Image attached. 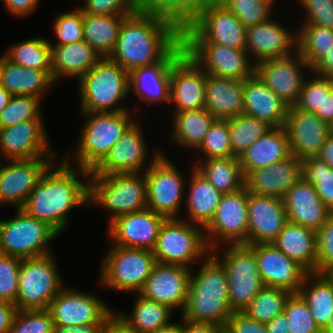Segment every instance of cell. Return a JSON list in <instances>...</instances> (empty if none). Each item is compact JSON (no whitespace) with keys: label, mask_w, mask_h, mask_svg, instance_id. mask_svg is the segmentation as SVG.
Listing matches in <instances>:
<instances>
[{"label":"cell","mask_w":333,"mask_h":333,"mask_svg":"<svg viewBox=\"0 0 333 333\" xmlns=\"http://www.w3.org/2000/svg\"><path fill=\"white\" fill-rule=\"evenodd\" d=\"M302 178V160L290 155L286 159L251 171L245 177L248 192L284 198L289 189Z\"/></svg>","instance_id":"f1b7e54d"},{"label":"cell","mask_w":333,"mask_h":333,"mask_svg":"<svg viewBox=\"0 0 333 333\" xmlns=\"http://www.w3.org/2000/svg\"><path fill=\"white\" fill-rule=\"evenodd\" d=\"M147 183V207L166 219H177L184 193V177L165 154H161L144 172Z\"/></svg>","instance_id":"4fadbf2b"},{"label":"cell","mask_w":333,"mask_h":333,"mask_svg":"<svg viewBox=\"0 0 333 333\" xmlns=\"http://www.w3.org/2000/svg\"><path fill=\"white\" fill-rule=\"evenodd\" d=\"M10 219H0V253L19 259L48 255V244L59 234L46 222L30 216L22 208Z\"/></svg>","instance_id":"9c48e42d"},{"label":"cell","mask_w":333,"mask_h":333,"mask_svg":"<svg viewBox=\"0 0 333 333\" xmlns=\"http://www.w3.org/2000/svg\"><path fill=\"white\" fill-rule=\"evenodd\" d=\"M107 324H81L74 326H54L53 333H104Z\"/></svg>","instance_id":"003e7915"},{"label":"cell","mask_w":333,"mask_h":333,"mask_svg":"<svg viewBox=\"0 0 333 333\" xmlns=\"http://www.w3.org/2000/svg\"><path fill=\"white\" fill-rule=\"evenodd\" d=\"M317 157L333 169V135L328 136Z\"/></svg>","instance_id":"8c879c8a"},{"label":"cell","mask_w":333,"mask_h":333,"mask_svg":"<svg viewBox=\"0 0 333 333\" xmlns=\"http://www.w3.org/2000/svg\"><path fill=\"white\" fill-rule=\"evenodd\" d=\"M224 327L210 322H193L182 318V333H222Z\"/></svg>","instance_id":"03108f58"},{"label":"cell","mask_w":333,"mask_h":333,"mask_svg":"<svg viewBox=\"0 0 333 333\" xmlns=\"http://www.w3.org/2000/svg\"><path fill=\"white\" fill-rule=\"evenodd\" d=\"M272 243L308 273H316V231L288 221Z\"/></svg>","instance_id":"836d02e7"},{"label":"cell","mask_w":333,"mask_h":333,"mask_svg":"<svg viewBox=\"0 0 333 333\" xmlns=\"http://www.w3.org/2000/svg\"><path fill=\"white\" fill-rule=\"evenodd\" d=\"M254 251L258 272L264 287L279 288L298 293L308 272L289 259L273 243L249 245Z\"/></svg>","instance_id":"44dd1931"},{"label":"cell","mask_w":333,"mask_h":333,"mask_svg":"<svg viewBox=\"0 0 333 333\" xmlns=\"http://www.w3.org/2000/svg\"><path fill=\"white\" fill-rule=\"evenodd\" d=\"M287 222L282 198L248 192V245L272 243Z\"/></svg>","instance_id":"484cf974"},{"label":"cell","mask_w":333,"mask_h":333,"mask_svg":"<svg viewBox=\"0 0 333 333\" xmlns=\"http://www.w3.org/2000/svg\"><path fill=\"white\" fill-rule=\"evenodd\" d=\"M288 221L318 231L331 211L319 197L315 186L301 178L283 198Z\"/></svg>","instance_id":"f546056e"},{"label":"cell","mask_w":333,"mask_h":333,"mask_svg":"<svg viewBox=\"0 0 333 333\" xmlns=\"http://www.w3.org/2000/svg\"><path fill=\"white\" fill-rule=\"evenodd\" d=\"M196 150L206 156L204 160L232 156L228 119H216Z\"/></svg>","instance_id":"f5cc1de1"},{"label":"cell","mask_w":333,"mask_h":333,"mask_svg":"<svg viewBox=\"0 0 333 333\" xmlns=\"http://www.w3.org/2000/svg\"><path fill=\"white\" fill-rule=\"evenodd\" d=\"M171 139L174 143L197 149L216 118L205 108L173 114Z\"/></svg>","instance_id":"7bdbcfd3"},{"label":"cell","mask_w":333,"mask_h":333,"mask_svg":"<svg viewBox=\"0 0 333 333\" xmlns=\"http://www.w3.org/2000/svg\"><path fill=\"white\" fill-rule=\"evenodd\" d=\"M244 114L283 127L289 106L267 87L256 74L244 80Z\"/></svg>","instance_id":"4dcf8cb0"},{"label":"cell","mask_w":333,"mask_h":333,"mask_svg":"<svg viewBox=\"0 0 333 333\" xmlns=\"http://www.w3.org/2000/svg\"><path fill=\"white\" fill-rule=\"evenodd\" d=\"M22 259L0 253V300L16 306Z\"/></svg>","instance_id":"9f6ffc18"},{"label":"cell","mask_w":333,"mask_h":333,"mask_svg":"<svg viewBox=\"0 0 333 333\" xmlns=\"http://www.w3.org/2000/svg\"><path fill=\"white\" fill-rule=\"evenodd\" d=\"M247 28L271 19L274 1L218 0Z\"/></svg>","instance_id":"f907efd6"},{"label":"cell","mask_w":333,"mask_h":333,"mask_svg":"<svg viewBox=\"0 0 333 333\" xmlns=\"http://www.w3.org/2000/svg\"><path fill=\"white\" fill-rule=\"evenodd\" d=\"M211 254L227 273L229 306L232 312H243L264 287L254 251L246 244H228L222 259L215 249Z\"/></svg>","instance_id":"8fae6325"},{"label":"cell","mask_w":333,"mask_h":333,"mask_svg":"<svg viewBox=\"0 0 333 333\" xmlns=\"http://www.w3.org/2000/svg\"><path fill=\"white\" fill-rule=\"evenodd\" d=\"M181 41L182 32L174 24L136 11L125 16L109 58L130 73L161 62Z\"/></svg>","instance_id":"7a4b0ae2"},{"label":"cell","mask_w":333,"mask_h":333,"mask_svg":"<svg viewBox=\"0 0 333 333\" xmlns=\"http://www.w3.org/2000/svg\"><path fill=\"white\" fill-rule=\"evenodd\" d=\"M303 67L310 69L305 59L294 51L286 57L272 58L255 64V74L288 106H293L304 83Z\"/></svg>","instance_id":"ac0fdd59"},{"label":"cell","mask_w":333,"mask_h":333,"mask_svg":"<svg viewBox=\"0 0 333 333\" xmlns=\"http://www.w3.org/2000/svg\"><path fill=\"white\" fill-rule=\"evenodd\" d=\"M54 32L58 41L50 45H65L84 40L83 11L79 8L61 13L54 21Z\"/></svg>","instance_id":"11a10c76"},{"label":"cell","mask_w":333,"mask_h":333,"mask_svg":"<svg viewBox=\"0 0 333 333\" xmlns=\"http://www.w3.org/2000/svg\"><path fill=\"white\" fill-rule=\"evenodd\" d=\"M53 328L48 309L17 310L9 333H53Z\"/></svg>","instance_id":"db71d44e"},{"label":"cell","mask_w":333,"mask_h":333,"mask_svg":"<svg viewBox=\"0 0 333 333\" xmlns=\"http://www.w3.org/2000/svg\"><path fill=\"white\" fill-rule=\"evenodd\" d=\"M298 34L273 19L247 27L245 50L254 64L272 58L286 57L297 51ZM291 51V52H290ZM256 58V59H255Z\"/></svg>","instance_id":"83f0119b"},{"label":"cell","mask_w":333,"mask_h":333,"mask_svg":"<svg viewBox=\"0 0 333 333\" xmlns=\"http://www.w3.org/2000/svg\"><path fill=\"white\" fill-rule=\"evenodd\" d=\"M102 261L99 277L101 285L137 294L157 263L152 251L116 245L110 247Z\"/></svg>","instance_id":"7c38bea8"},{"label":"cell","mask_w":333,"mask_h":333,"mask_svg":"<svg viewBox=\"0 0 333 333\" xmlns=\"http://www.w3.org/2000/svg\"><path fill=\"white\" fill-rule=\"evenodd\" d=\"M48 310L54 326L108 324L114 311L98 296L64 287L51 301Z\"/></svg>","instance_id":"9a60e30c"},{"label":"cell","mask_w":333,"mask_h":333,"mask_svg":"<svg viewBox=\"0 0 333 333\" xmlns=\"http://www.w3.org/2000/svg\"><path fill=\"white\" fill-rule=\"evenodd\" d=\"M246 27L218 0L199 10L194 22L182 32L183 44H220L246 48Z\"/></svg>","instance_id":"ba28073f"},{"label":"cell","mask_w":333,"mask_h":333,"mask_svg":"<svg viewBox=\"0 0 333 333\" xmlns=\"http://www.w3.org/2000/svg\"><path fill=\"white\" fill-rule=\"evenodd\" d=\"M3 55L13 64L45 71L53 79L49 39L35 37L21 41L11 45Z\"/></svg>","instance_id":"ee69618b"},{"label":"cell","mask_w":333,"mask_h":333,"mask_svg":"<svg viewBox=\"0 0 333 333\" xmlns=\"http://www.w3.org/2000/svg\"><path fill=\"white\" fill-rule=\"evenodd\" d=\"M193 166L222 194L234 193L245 187L240 159L235 156L202 159Z\"/></svg>","instance_id":"60d3db41"},{"label":"cell","mask_w":333,"mask_h":333,"mask_svg":"<svg viewBox=\"0 0 333 333\" xmlns=\"http://www.w3.org/2000/svg\"><path fill=\"white\" fill-rule=\"evenodd\" d=\"M16 311L15 305L0 300V333H9Z\"/></svg>","instance_id":"a7ac6f4b"},{"label":"cell","mask_w":333,"mask_h":333,"mask_svg":"<svg viewBox=\"0 0 333 333\" xmlns=\"http://www.w3.org/2000/svg\"><path fill=\"white\" fill-rule=\"evenodd\" d=\"M317 274H325L333 268V212L316 232Z\"/></svg>","instance_id":"680465c9"},{"label":"cell","mask_w":333,"mask_h":333,"mask_svg":"<svg viewBox=\"0 0 333 333\" xmlns=\"http://www.w3.org/2000/svg\"><path fill=\"white\" fill-rule=\"evenodd\" d=\"M204 259L197 273L191 272L181 317L225 327L233 314L229 306L228 276L223 265L211 253Z\"/></svg>","instance_id":"3957f363"},{"label":"cell","mask_w":333,"mask_h":333,"mask_svg":"<svg viewBox=\"0 0 333 333\" xmlns=\"http://www.w3.org/2000/svg\"><path fill=\"white\" fill-rule=\"evenodd\" d=\"M142 174L90 175L89 204L96 203L111 213L108 224L124 214L147 209V183Z\"/></svg>","instance_id":"8992f818"},{"label":"cell","mask_w":333,"mask_h":333,"mask_svg":"<svg viewBox=\"0 0 333 333\" xmlns=\"http://www.w3.org/2000/svg\"><path fill=\"white\" fill-rule=\"evenodd\" d=\"M85 40L65 45H51V69L56 83L60 77L79 79L101 59Z\"/></svg>","instance_id":"d6a6232c"},{"label":"cell","mask_w":333,"mask_h":333,"mask_svg":"<svg viewBox=\"0 0 333 333\" xmlns=\"http://www.w3.org/2000/svg\"><path fill=\"white\" fill-rule=\"evenodd\" d=\"M313 75L311 79L304 80L294 106L307 112L323 113L324 77Z\"/></svg>","instance_id":"6f0895ef"},{"label":"cell","mask_w":333,"mask_h":333,"mask_svg":"<svg viewBox=\"0 0 333 333\" xmlns=\"http://www.w3.org/2000/svg\"><path fill=\"white\" fill-rule=\"evenodd\" d=\"M222 333H228L225 329H223Z\"/></svg>","instance_id":"deb4b68c"},{"label":"cell","mask_w":333,"mask_h":333,"mask_svg":"<svg viewBox=\"0 0 333 333\" xmlns=\"http://www.w3.org/2000/svg\"><path fill=\"white\" fill-rule=\"evenodd\" d=\"M183 45L185 52L206 74L240 80L255 74V64L249 60L250 56L245 49L220 44Z\"/></svg>","instance_id":"2e32d148"},{"label":"cell","mask_w":333,"mask_h":333,"mask_svg":"<svg viewBox=\"0 0 333 333\" xmlns=\"http://www.w3.org/2000/svg\"><path fill=\"white\" fill-rule=\"evenodd\" d=\"M243 93L244 80L206 74L204 108L221 120L243 115Z\"/></svg>","instance_id":"1f68e13d"},{"label":"cell","mask_w":333,"mask_h":333,"mask_svg":"<svg viewBox=\"0 0 333 333\" xmlns=\"http://www.w3.org/2000/svg\"><path fill=\"white\" fill-rule=\"evenodd\" d=\"M298 293L307 302L317 326L323 332L333 317V282L326 274L308 273Z\"/></svg>","instance_id":"f35d334b"},{"label":"cell","mask_w":333,"mask_h":333,"mask_svg":"<svg viewBox=\"0 0 333 333\" xmlns=\"http://www.w3.org/2000/svg\"><path fill=\"white\" fill-rule=\"evenodd\" d=\"M307 16L302 24L333 29V0H297Z\"/></svg>","instance_id":"94428289"},{"label":"cell","mask_w":333,"mask_h":333,"mask_svg":"<svg viewBox=\"0 0 333 333\" xmlns=\"http://www.w3.org/2000/svg\"><path fill=\"white\" fill-rule=\"evenodd\" d=\"M330 134L333 135V121L329 124Z\"/></svg>","instance_id":"09005b40"},{"label":"cell","mask_w":333,"mask_h":333,"mask_svg":"<svg viewBox=\"0 0 333 333\" xmlns=\"http://www.w3.org/2000/svg\"><path fill=\"white\" fill-rule=\"evenodd\" d=\"M209 249H217V242L223 244L248 245V190L223 194L214 218L204 228Z\"/></svg>","instance_id":"5bb4252c"},{"label":"cell","mask_w":333,"mask_h":333,"mask_svg":"<svg viewBox=\"0 0 333 333\" xmlns=\"http://www.w3.org/2000/svg\"><path fill=\"white\" fill-rule=\"evenodd\" d=\"M329 279L333 282V268L329 270L327 273H325Z\"/></svg>","instance_id":"b9fcfbb0"},{"label":"cell","mask_w":333,"mask_h":333,"mask_svg":"<svg viewBox=\"0 0 333 333\" xmlns=\"http://www.w3.org/2000/svg\"><path fill=\"white\" fill-rule=\"evenodd\" d=\"M323 333H333V317L330 320V323L328 324V326L323 331Z\"/></svg>","instance_id":"2a66077c"},{"label":"cell","mask_w":333,"mask_h":333,"mask_svg":"<svg viewBox=\"0 0 333 333\" xmlns=\"http://www.w3.org/2000/svg\"><path fill=\"white\" fill-rule=\"evenodd\" d=\"M91 15H125L136 12L135 0H84L80 8Z\"/></svg>","instance_id":"91938a15"},{"label":"cell","mask_w":333,"mask_h":333,"mask_svg":"<svg viewBox=\"0 0 333 333\" xmlns=\"http://www.w3.org/2000/svg\"><path fill=\"white\" fill-rule=\"evenodd\" d=\"M140 124L135 120L123 133L105 159L91 172L90 175H109L114 173H141L153 163L162 153L158 151L152 160L144 166L147 145ZM145 167V169H143ZM145 170V171H144Z\"/></svg>","instance_id":"ffe728a7"},{"label":"cell","mask_w":333,"mask_h":333,"mask_svg":"<svg viewBox=\"0 0 333 333\" xmlns=\"http://www.w3.org/2000/svg\"><path fill=\"white\" fill-rule=\"evenodd\" d=\"M78 82L81 112L128 111L117 104L131 93L129 72L109 57L101 58Z\"/></svg>","instance_id":"277c9868"},{"label":"cell","mask_w":333,"mask_h":333,"mask_svg":"<svg viewBox=\"0 0 333 333\" xmlns=\"http://www.w3.org/2000/svg\"><path fill=\"white\" fill-rule=\"evenodd\" d=\"M104 333H136L126 328L121 322L113 317L107 324Z\"/></svg>","instance_id":"753ad0ef"},{"label":"cell","mask_w":333,"mask_h":333,"mask_svg":"<svg viewBox=\"0 0 333 333\" xmlns=\"http://www.w3.org/2000/svg\"><path fill=\"white\" fill-rule=\"evenodd\" d=\"M272 127L266 122L243 114L228 119L232 156L240 158L261 136Z\"/></svg>","instance_id":"bcb514c9"},{"label":"cell","mask_w":333,"mask_h":333,"mask_svg":"<svg viewBox=\"0 0 333 333\" xmlns=\"http://www.w3.org/2000/svg\"><path fill=\"white\" fill-rule=\"evenodd\" d=\"M43 124V120H27L1 128L0 158L20 160L55 157Z\"/></svg>","instance_id":"d6986e66"},{"label":"cell","mask_w":333,"mask_h":333,"mask_svg":"<svg viewBox=\"0 0 333 333\" xmlns=\"http://www.w3.org/2000/svg\"><path fill=\"white\" fill-rule=\"evenodd\" d=\"M302 178L315 186L322 202L333 212V169L318 157L305 158Z\"/></svg>","instance_id":"c3c4849f"},{"label":"cell","mask_w":333,"mask_h":333,"mask_svg":"<svg viewBox=\"0 0 333 333\" xmlns=\"http://www.w3.org/2000/svg\"><path fill=\"white\" fill-rule=\"evenodd\" d=\"M180 322L171 323L168 326L159 328L151 333H182V318Z\"/></svg>","instance_id":"34e18365"},{"label":"cell","mask_w":333,"mask_h":333,"mask_svg":"<svg viewBox=\"0 0 333 333\" xmlns=\"http://www.w3.org/2000/svg\"><path fill=\"white\" fill-rule=\"evenodd\" d=\"M137 295L132 314L114 312V317L126 328L136 333H151L172 323L170 307Z\"/></svg>","instance_id":"ab89813d"},{"label":"cell","mask_w":333,"mask_h":333,"mask_svg":"<svg viewBox=\"0 0 333 333\" xmlns=\"http://www.w3.org/2000/svg\"><path fill=\"white\" fill-rule=\"evenodd\" d=\"M301 25L297 31V51L312 69L333 48V29Z\"/></svg>","instance_id":"f6af8a7d"},{"label":"cell","mask_w":333,"mask_h":333,"mask_svg":"<svg viewBox=\"0 0 333 333\" xmlns=\"http://www.w3.org/2000/svg\"><path fill=\"white\" fill-rule=\"evenodd\" d=\"M53 158L8 160L7 164L0 160V205L22 208Z\"/></svg>","instance_id":"e0dca14e"},{"label":"cell","mask_w":333,"mask_h":333,"mask_svg":"<svg viewBox=\"0 0 333 333\" xmlns=\"http://www.w3.org/2000/svg\"><path fill=\"white\" fill-rule=\"evenodd\" d=\"M192 271L180 265L156 263L138 294L172 310L180 308L183 311Z\"/></svg>","instance_id":"7402d4cb"},{"label":"cell","mask_w":333,"mask_h":333,"mask_svg":"<svg viewBox=\"0 0 333 333\" xmlns=\"http://www.w3.org/2000/svg\"><path fill=\"white\" fill-rule=\"evenodd\" d=\"M290 155L288 137L284 127H272L239 159L243 175L246 177L251 171L272 166Z\"/></svg>","instance_id":"e575fe53"},{"label":"cell","mask_w":333,"mask_h":333,"mask_svg":"<svg viewBox=\"0 0 333 333\" xmlns=\"http://www.w3.org/2000/svg\"><path fill=\"white\" fill-rule=\"evenodd\" d=\"M5 4V9L17 17H25L31 14L39 5L40 0H2Z\"/></svg>","instance_id":"be15d7a7"},{"label":"cell","mask_w":333,"mask_h":333,"mask_svg":"<svg viewBox=\"0 0 333 333\" xmlns=\"http://www.w3.org/2000/svg\"><path fill=\"white\" fill-rule=\"evenodd\" d=\"M310 71L333 80V48Z\"/></svg>","instance_id":"89a4df30"},{"label":"cell","mask_w":333,"mask_h":333,"mask_svg":"<svg viewBox=\"0 0 333 333\" xmlns=\"http://www.w3.org/2000/svg\"><path fill=\"white\" fill-rule=\"evenodd\" d=\"M166 218L150 209L124 214L108 225L112 245L153 251L159 230Z\"/></svg>","instance_id":"cb8c5ba5"},{"label":"cell","mask_w":333,"mask_h":333,"mask_svg":"<svg viewBox=\"0 0 333 333\" xmlns=\"http://www.w3.org/2000/svg\"><path fill=\"white\" fill-rule=\"evenodd\" d=\"M40 103L41 99L34 96H11L0 113V129L27 120H43Z\"/></svg>","instance_id":"681fc988"},{"label":"cell","mask_w":333,"mask_h":333,"mask_svg":"<svg viewBox=\"0 0 333 333\" xmlns=\"http://www.w3.org/2000/svg\"><path fill=\"white\" fill-rule=\"evenodd\" d=\"M290 333H323L317 326L307 302L299 293H292L285 305Z\"/></svg>","instance_id":"816d5d0a"},{"label":"cell","mask_w":333,"mask_h":333,"mask_svg":"<svg viewBox=\"0 0 333 333\" xmlns=\"http://www.w3.org/2000/svg\"><path fill=\"white\" fill-rule=\"evenodd\" d=\"M291 294L283 289L263 287L243 313L251 319L266 324L284 313Z\"/></svg>","instance_id":"7dc6e473"},{"label":"cell","mask_w":333,"mask_h":333,"mask_svg":"<svg viewBox=\"0 0 333 333\" xmlns=\"http://www.w3.org/2000/svg\"><path fill=\"white\" fill-rule=\"evenodd\" d=\"M323 122L333 121V80L324 78L323 113H315Z\"/></svg>","instance_id":"e7e4bbea"},{"label":"cell","mask_w":333,"mask_h":333,"mask_svg":"<svg viewBox=\"0 0 333 333\" xmlns=\"http://www.w3.org/2000/svg\"><path fill=\"white\" fill-rule=\"evenodd\" d=\"M129 112H81L88 120L81 129L78 145L73 151L76 166L92 172L105 159L136 120L131 118Z\"/></svg>","instance_id":"5b68a950"},{"label":"cell","mask_w":333,"mask_h":333,"mask_svg":"<svg viewBox=\"0 0 333 333\" xmlns=\"http://www.w3.org/2000/svg\"><path fill=\"white\" fill-rule=\"evenodd\" d=\"M190 175L186 202L188 219L182 218V220L205 228L214 218L223 194L198 173L194 166Z\"/></svg>","instance_id":"8d00e7d4"},{"label":"cell","mask_w":333,"mask_h":333,"mask_svg":"<svg viewBox=\"0 0 333 333\" xmlns=\"http://www.w3.org/2000/svg\"><path fill=\"white\" fill-rule=\"evenodd\" d=\"M212 0H135L136 10L164 18L181 32L196 19L199 10Z\"/></svg>","instance_id":"74e56055"},{"label":"cell","mask_w":333,"mask_h":333,"mask_svg":"<svg viewBox=\"0 0 333 333\" xmlns=\"http://www.w3.org/2000/svg\"><path fill=\"white\" fill-rule=\"evenodd\" d=\"M125 15H91L83 13L84 40L100 56L109 57L118 41L120 26Z\"/></svg>","instance_id":"b9f144b4"},{"label":"cell","mask_w":333,"mask_h":333,"mask_svg":"<svg viewBox=\"0 0 333 333\" xmlns=\"http://www.w3.org/2000/svg\"><path fill=\"white\" fill-rule=\"evenodd\" d=\"M11 94L2 86L0 85V113L8 104Z\"/></svg>","instance_id":"11e5206c"},{"label":"cell","mask_w":333,"mask_h":333,"mask_svg":"<svg viewBox=\"0 0 333 333\" xmlns=\"http://www.w3.org/2000/svg\"><path fill=\"white\" fill-rule=\"evenodd\" d=\"M206 73L184 52L172 65L170 104L173 113L205 107Z\"/></svg>","instance_id":"d4e9b609"},{"label":"cell","mask_w":333,"mask_h":333,"mask_svg":"<svg viewBox=\"0 0 333 333\" xmlns=\"http://www.w3.org/2000/svg\"><path fill=\"white\" fill-rule=\"evenodd\" d=\"M67 151L58 166L52 163L42 174L22 209L30 216L46 222L58 234L69 224L68 213L75 207L89 204V182L79 180L90 177L91 172L71 167ZM70 162V163H69Z\"/></svg>","instance_id":"6da1fadb"},{"label":"cell","mask_w":333,"mask_h":333,"mask_svg":"<svg viewBox=\"0 0 333 333\" xmlns=\"http://www.w3.org/2000/svg\"><path fill=\"white\" fill-rule=\"evenodd\" d=\"M266 326L268 333H290V328L284 313L266 323Z\"/></svg>","instance_id":"2644e50d"},{"label":"cell","mask_w":333,"mask_h":333,"mask_svg":"<svg viewBox=\"0 0 333 333\" xmlns=\"http://www.w3.org/2000/svg\"><path fill=\"white\" fill-rule=\"evenodd\" d=\"M185 52L181 41L161 62L133 69L129 73L130 91L150 104L170 103V73L173 63Z\"/></svg>","instance_id":"4316f807"},{"label":"cell","mask_w":333,"mask_h":333,"mask_svg":"<svg viewBox=\"0 0 333 333\" xmlns=\"http://www.w3.org/2000/svg\"><path fill=\"white\" fill-rule=\"evenodd\" d=\"M56 263L57 260L51 253L22 259L17 310L48 309L54 297L64 288Z\"/></svg>","instance_id":"30bf717a"},{"label":"cell","mask_w":333,"mask_h":333,"mask_svg":"<svg viewBox=\"0 0 333 333\" xmlns=\"http://www.w3.org/2000/svg\"><path fill=\"white\" fill-rule=\"evenodd\" d=\"M284 129L287 133L290 154L303 160L317 157L330 135L329 124L315 113L289 106Z\"/></svg>","instance_id":"603a6c76"},{"label":"cell","mask_w":333,"mask_h":333,"mask_svg":"<svg viewBox=\"0 0 333 333\" xmlns=\"http://www.w3.org/2000/svg\"><path fill=\"white\" fill-rule=\"evenodd\" d=\"M1 85L12 95L40 98L52 88L54 80L42 70L13 64L4 55L0 57Z\"/></svg>","instance_id":"d590c367"},{"label":"cell","mask_w":333,"mask_h":333,"mask_svg":"<svg viewBox=\"0 0 333 333\" xmlns=\"http://www.w3.org/2000/svg\"><path fill=\"white\" fill-rule=\"evenodd\" d=\"M224 329L228 333H268L265 323L251 319L243 312H234Z\"/></svg>","instance_id":"6125c7cd"},{"label":"cell","mask_w":333,"mask_h":333,"mask_svg":"<svg viewBox=\"0 0 333 333\" xmlns=\"http://www.w3.org/2000/svg\"><path fill=\"white\" fill-rule=\"evenodd\" d=\"M195 225L181 219H166L152 251L156 262L191 269V264L208 256L211 250L206 243L204 228Z\"/></svg>","instance_id":"52a82bcc"},{"label":"cell","mask_w":333,"mask_h":333,"mask_svg":"<svg viewBox=\"0 0 333 333\" xmlns=\"http://www.w3.org/2000/svg\"><path fill=\"white\" fill-rule=\"evenodd\" d=\"M259 1H275V0H259Z\"/></svg>","instance_id":"979ff035"}]
</instances>
